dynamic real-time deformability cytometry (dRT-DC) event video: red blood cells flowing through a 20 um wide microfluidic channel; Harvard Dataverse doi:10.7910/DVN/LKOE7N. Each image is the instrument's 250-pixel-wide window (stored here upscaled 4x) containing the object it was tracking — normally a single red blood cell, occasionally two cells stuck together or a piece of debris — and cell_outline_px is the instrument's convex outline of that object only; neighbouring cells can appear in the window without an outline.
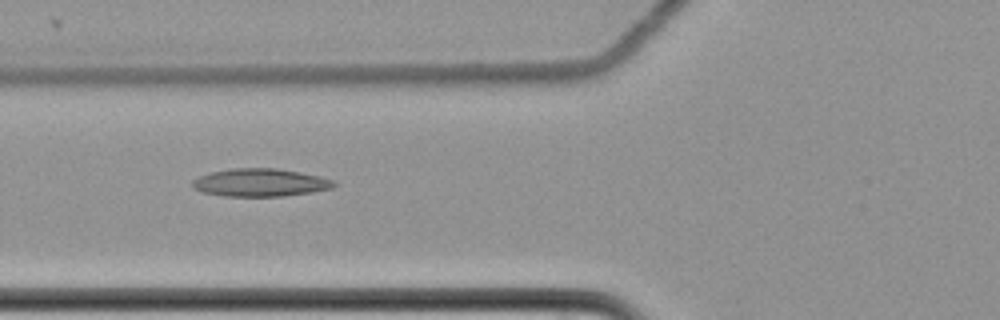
{"species": "common noctule bat (a hibernating species)", "species_latin": "Nyctalus noctula", "temperature_condition": "cold", "stored_images_in_passage": 9, "camera_frame_rate_fps": 3000, "um_per_image_px": 0.085, "animal": {"sex": "female", "body_mass_g": 22.7, "forearm_length_mm": 54.2}, "frame": {"image": 1, "passage_image": 7, "time_ms": 2.0, "image_size_px": [1000, 320], "cell_outline_px": [[336, 184], [332, 188], [312, 192], [284, 196], [224, 196], [200, 192], [192, 188], [192, 180], [200, 176], [212, 172], [232, 168], [276, 168], [300, 172], [320, 176], [336, 180]], "centroid_in_image_um": [22.12, 15.52], "position_along_channel_um": 103.7, "area_um2": 23.12}}
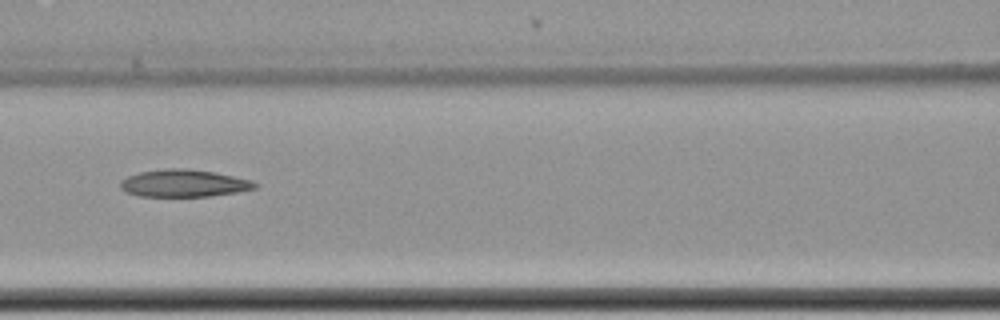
{"frame": {"image": 2, "passage_image": 8, "time_ms": 2.333, "image_size_px": [1000, 320], "cell_outline_px": [[260, 184], [256, 188], [236, 192], [208, 196], [140, 196], [128, 192], [120, 188], [120, 180], [128, 176], [140, 172], [164, 168], [188, 168], [216, 172], [252, 180]], "centroid_in_image_um": [15.65, 15.56], "position_along_channel_um": 151.0, "area_um2": 21.5}}
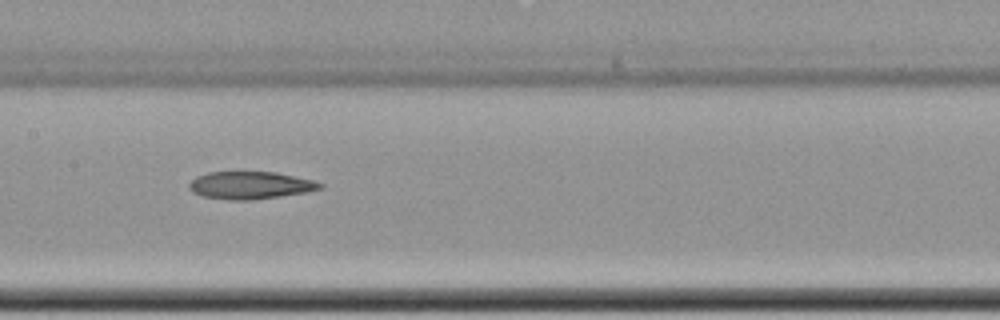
{"frame": {"image": 3, "passage_image": 9, "time_ms": 2.667, "image_size_px": [1000, 320], "cell_outline_px": [[324, 188], [304, 192], [280, 196], [252, 200], [228, 200], [200, 196], [192, 192], [188, 188], [188, 184], [196, 176], [208, 172], [276, 172], [312, 180], [324, 184]], "centroid_in_image_um": [21.23, 15.75], "position_along_channel_um": 186.2, "area_um2": 21.04}}